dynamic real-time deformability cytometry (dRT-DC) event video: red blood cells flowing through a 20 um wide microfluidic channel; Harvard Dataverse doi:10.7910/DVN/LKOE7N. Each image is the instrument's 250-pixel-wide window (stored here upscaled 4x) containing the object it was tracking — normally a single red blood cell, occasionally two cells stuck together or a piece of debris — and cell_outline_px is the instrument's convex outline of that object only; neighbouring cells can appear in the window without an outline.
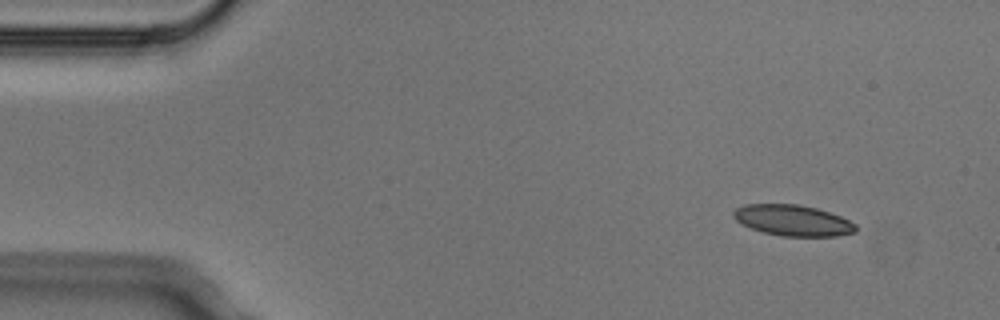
{"species": "Egyptian fruit bat (a non-hibernating species)", "species_latin": "Rousettus aegyptiacus", "temperature_condition": "cold", "stored_images_in_passage": 6, "camera_frame_rate_fps": 3000, "um_per_image_px": 0.085, "animal": {"sex": "male"}, "frame": {"image": 1, "passage_image": 1, "time_ms": 0.0, "image_size_px": [1000, 320], "cell_outline_px": [[856, 232], [836, 236], [780, 236], [764, 232], [752, 228], [736, 220], [732, 216], [732, 212], [736, 208], [744, 204], [800, 204], [816, 208], [840, 216], [856, 224]], "centroid_in_image_um": [67.38, 18.73], "position_along_channel_um": 17.6, "area_um2": 21.96}}
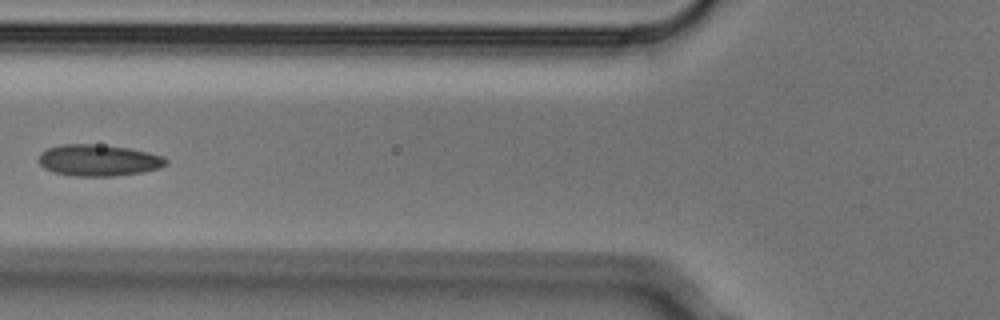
{"frame": {"image": 2, "passage_image": 5, "time_ms": 1.333, "image_size_px": [1000, 320], "cell_outline_px": [[168, 164], [160, 168], [140, 172], [112, 176], [76, 176], [52, 172], [44, 168], [36, 160], [40, 152], [48, 148], [64, 144], [92, 144], [128, 148], [148, 152], [164, 156], [168, 160]], "centroid_in_image_um": [8.35, 13.62], "position_along_channel_um": 117.4, "area_um2": 23.41}}
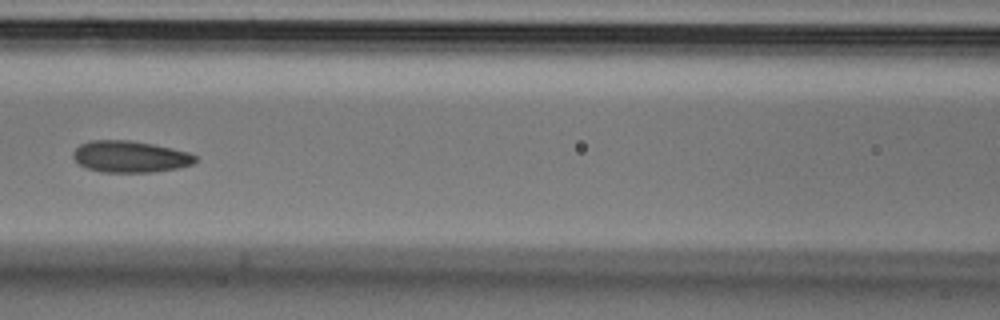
{"frame": {"image": 3, "passage_image": 6, "time_ms": 1.667, "image_size_px": [1000, 320], "cell_outline_px": [[196, 160], [192, 164], [180, 168], [152, 172], [100, 172], [88, 168], [80, 164], [72, 156], [72, 152], [80, 144], [92, 140], [128, 140], [152, 144], [172, 148], [188, 152], [196, 156]], "centroid_in_image_um": [11.06, 13.31], "position_along_channel_um": 155.5, "area_um2": 22.43}}